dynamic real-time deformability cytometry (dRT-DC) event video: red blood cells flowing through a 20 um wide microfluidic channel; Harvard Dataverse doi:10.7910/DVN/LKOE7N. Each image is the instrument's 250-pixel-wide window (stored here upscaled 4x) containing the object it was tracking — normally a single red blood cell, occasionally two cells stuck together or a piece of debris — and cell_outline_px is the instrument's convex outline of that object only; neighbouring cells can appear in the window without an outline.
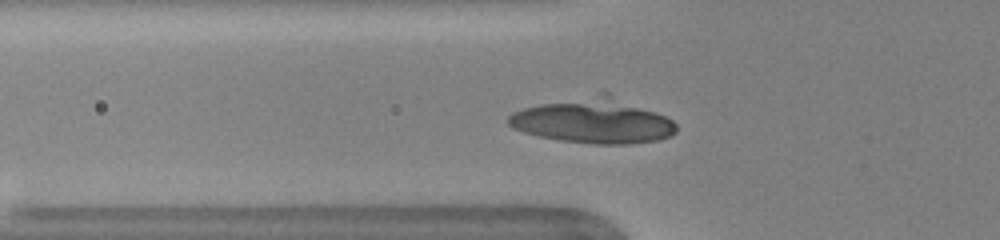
{"species": "human", "species_latin": "Homo sapiens", "temperature_condition": "warm", "stored_images_in_passage": 37, "camera_frame_rate_fps": 3000, "um_per_image_px": 0.085, "donor": {"sex": "female"}, "frame": {"image": 1, "passage_image": 11, "time_ms": 3.333, "image_size_px": [1000, 240], "cell_outline_px": [[676, 132], [672, 136], [660, 140], [628, 144], [592, 144], [560, 140], [540, 136], [524, 132], [512, 128], [508, 124], [508, 116], [512, 112], [524, 108], [544, 104], [580, 104], [636, 108], [656, 112], [672, 120], [676, 124]], "centroid_in_image_um": [50.38, 10.52], "position_along_channel_um": 75.4, "area_um2": 38.38}}